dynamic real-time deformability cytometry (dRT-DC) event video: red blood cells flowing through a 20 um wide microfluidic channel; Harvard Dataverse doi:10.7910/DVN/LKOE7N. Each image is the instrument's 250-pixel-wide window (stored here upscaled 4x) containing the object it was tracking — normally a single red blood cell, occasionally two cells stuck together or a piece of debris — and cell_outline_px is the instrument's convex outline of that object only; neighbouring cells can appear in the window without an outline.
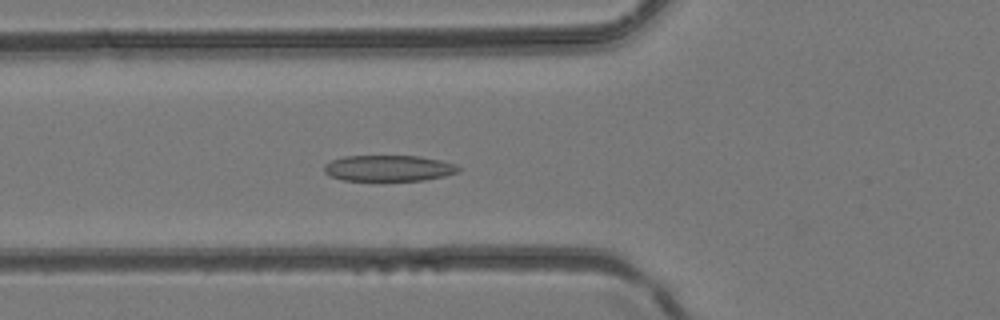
{"species": "common noctule bat (a hibernating species)", "species_latin": "Nyctalus noctula", "temperature_condition": "room temperature", "stored_images_in_passage": 36, "camera_frame_rate_fps": 3000, "um_per_image_px": 0.085, "animal": {"sex": "female", "body_mass_g": 24.6, "forearm_length_mm": 56.2}, "frame": {"image": 1, "passage_image": 10, "time_ms": 3.0, "image_size_px": [1000, 320], "cell_outline_px": [[460, 172], [444, 176], [424, 180], [344, 180], [328, 176], [324, 172], [324, 164], [332, 160], [344, 156], [420, 156], [440, 160], [456, 164], [460, 168]], "centroid_in_image_um": [33.03, 14.29], "position_along_channel_um": 92.8, "area_um2": 20.4}}
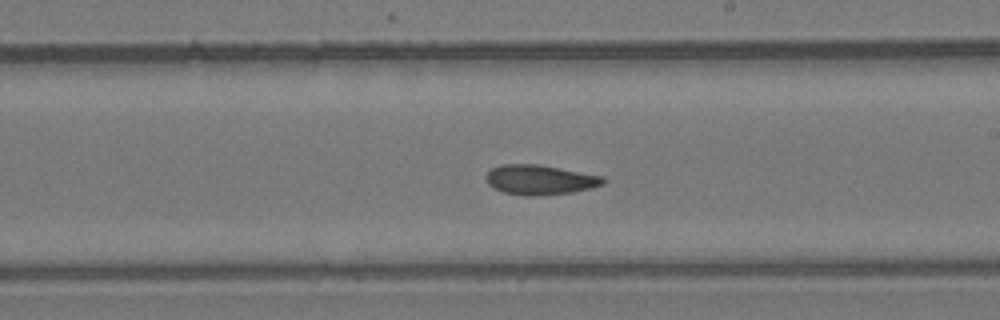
{"frame": {"image": 2, "passage_image": 19, "time_ms": 6.0, "image_size_px": [1000, 320], "cell_outline_px": [[608, 180], [604, 184], [592, 188], [572, 192], [536, 196], [524, 196], [504, 192], [492, 188], [488, 184], [484, 176], [492, 168], [500, 164], [536, 164], [604, 176]], "centroid_in_image_um": [45.89, 15.29], "position_along_channel_um": 243.1, "area_um2": 20.52}}
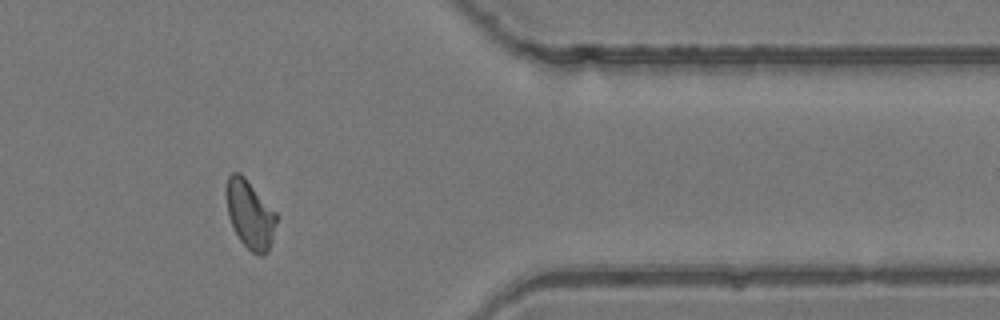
{"frame": {"image": 3, "passage_image": 29, "time_ms": 9.333, "image_size_px": [1000, 320], "cell_outline_px": [[276, 220], [272, 240], [268, 252], [260, 256], [252, 252], [240, 240], [228, 216], [224, 192], [228, 176], [232, 172], [240, 172], [244, 176], [276, 212]], "centroid_in_image_um": [21.22, 18.19], "position_along_channel_um": 390.2, "area_um2": 19.94}}